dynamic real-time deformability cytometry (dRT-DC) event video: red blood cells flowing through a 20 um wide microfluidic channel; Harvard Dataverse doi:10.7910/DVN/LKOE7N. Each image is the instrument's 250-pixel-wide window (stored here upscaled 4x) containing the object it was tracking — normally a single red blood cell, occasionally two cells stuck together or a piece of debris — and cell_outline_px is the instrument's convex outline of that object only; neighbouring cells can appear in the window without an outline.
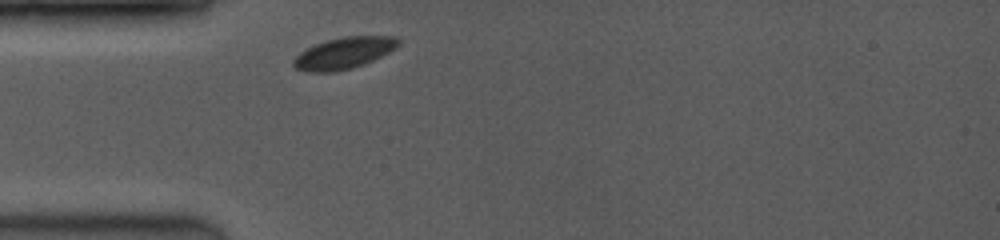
{"species": "common noctule bat (a hibernating species)", "species_latin": "Nyctalus noctula", "temperature_condition": "room temperature", "stored_images_in_passage": 23, "camera_frame_rate_fps": 3500, "um_per_image_px": 0.085, "animal": {"sex": "female", "body_mass_g": 19.0, "forearm_length_mm": 53.3}, "frame": {"image": 1, "passage_image": 1, "time_ms": 0.0, "image_size_px": [1000, 240], "cell_outline_px": [[400, 44], [396, 48], [364, 64], [352, 68], [332, 72], [304, 72], [296, 68], [292, 64], [292, 60], [300, 52], [316, 44], [328, 40], [344, 36], [396, 36], [400, 40]], "centroid_in_image_um": [29.22, 4.51], "position_along_channel_um": 55.8, "area_um2": 19.19}}
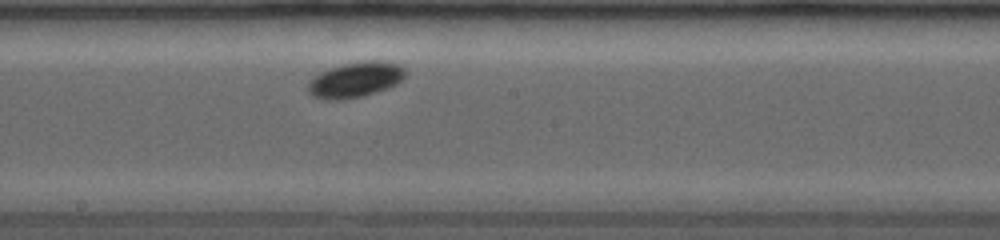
{"frame": {"image": 2, "passage_image": 11, "time_ms": 4.286, "image_size_px": [1000, 240], "cell_outline_px": [[408, 72], [396, 84], [388, 88], [364, 96], [344, 100], [320, 100], [312, 96], [308, 92], [308, 84], [316, 76], [332, 68], [344, 64], [368, 60], [376, 60], [396, 64], [404, 68]], "centroid_in_image_um": [30.22, 6.81], "position_along_channel_um": 218.0, "area_um2": 19.88}}
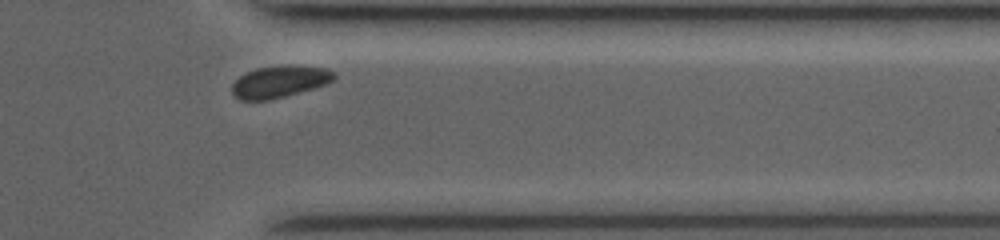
{"frame": {"image": 3, "passage_image": 21, "time_ms": 8.571, "image_size_px": [1000, 240], "cell_outline_px": [[336, 76], [328, 84], [284, 96], [268, 100], [240, 100], [232, 92], [232, 84], [240, 76], [256, 68], [288, 64], [328, 68], [336, 72]], "centroid_in_image_um": [23.81, 6.92], "position_along_channel_um": 387.6, "area_um2": 19.02}}